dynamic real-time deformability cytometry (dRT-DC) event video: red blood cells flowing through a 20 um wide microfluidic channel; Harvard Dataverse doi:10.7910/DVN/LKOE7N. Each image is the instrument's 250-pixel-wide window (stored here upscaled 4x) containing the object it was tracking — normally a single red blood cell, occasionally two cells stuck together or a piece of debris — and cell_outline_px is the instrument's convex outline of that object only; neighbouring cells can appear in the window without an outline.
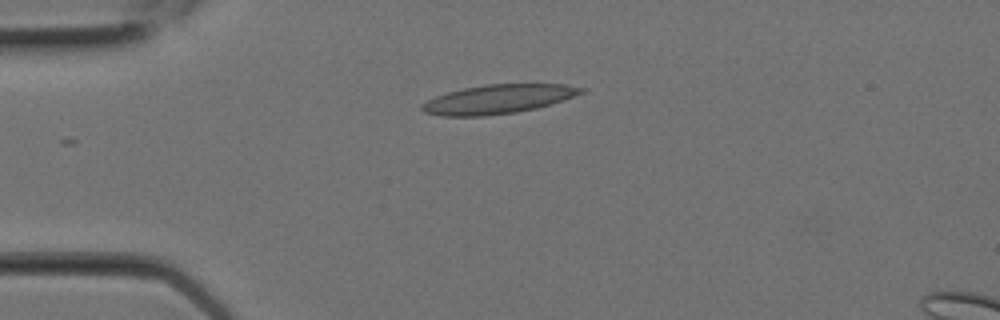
{"species": "Egyptian fruit bat (a non-hibernating species)", "species_latin": "Rousettus aegyptiacus", "temperature_condition": "room temperature", "stored_images_in_passage": 4, "camera_frame_rate_fps": 3000, "um_per_image_px": 0.085, "animal": {"sex": "female"}, "frame": {"image": 1, "passage_image": 3, "time_ms": 0.667, "image_size_px": [1000, 320], "cell_outline_px": [[588, 88], [584, 92], [536, 108], [516, 112], [484, 116], [444, 116], [424, 112], [420, 108], [420, 104], [436, 96], [448, 92], [464, 88], [484, 84], [568, 84]], "centroid_in_image_um": [42.32, 8.42], "position_along_channel_um": 42.7, "area_um2": 26.76}}